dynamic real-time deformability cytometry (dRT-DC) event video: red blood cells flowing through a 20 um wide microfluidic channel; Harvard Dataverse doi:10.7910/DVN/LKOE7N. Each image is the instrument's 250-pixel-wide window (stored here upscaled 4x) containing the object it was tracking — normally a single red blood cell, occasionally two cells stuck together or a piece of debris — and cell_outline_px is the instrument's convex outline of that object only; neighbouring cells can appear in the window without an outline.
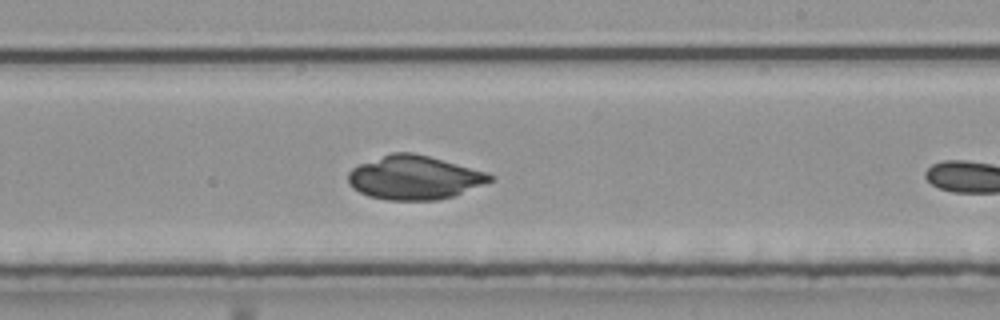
{"species": "common noctule bat (a hibernating species)", "species_latin": "Nyctalus noctula", "temperature_condition": "room temperature", "stored_images_in_passage": 36, "camera_frame_rate_fps": 3000, "um_per_image_px": 0.085, "animal": {"sex": "male", "body_mass_g": 20.4}, "frame": {"image": 1, "passage_image": 21, "time_ms": 6.667, "image_size_px": [1000, 320], "cell_outline_px": [[496, 180], [452, 196], [436, 200], [388, 200], [368, 196], [352, 188], [348, 184], [348, 172], [356, 164], [392, 152], [412, 152], [428, 156], [488, 172], [496, 176]], "centroid_in_image_um": [35.21, 15.09], "position_along_channel_um": 253.8, "area_um2": 36.47}}